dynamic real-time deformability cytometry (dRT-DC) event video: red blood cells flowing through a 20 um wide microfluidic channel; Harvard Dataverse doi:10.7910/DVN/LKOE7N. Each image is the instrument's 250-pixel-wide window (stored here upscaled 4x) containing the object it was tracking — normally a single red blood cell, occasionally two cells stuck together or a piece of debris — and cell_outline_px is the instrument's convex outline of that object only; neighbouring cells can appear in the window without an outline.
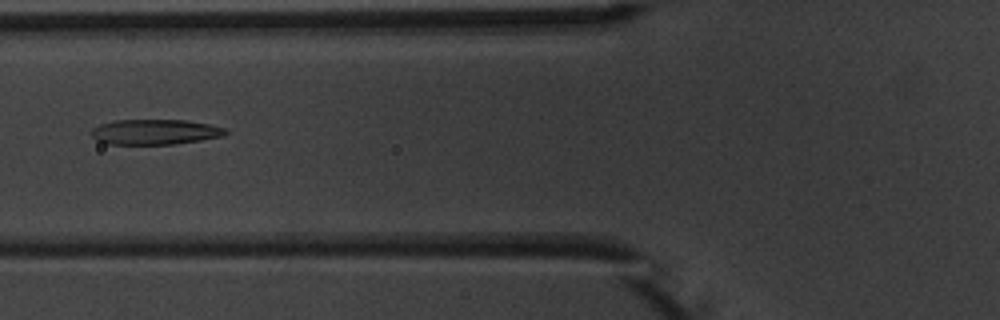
{"species": "common noctule bat (a hibernating species)", "species_latin": "Nyctalus noctula", "temperature_condition": "warm", "stored_images_in_passage": 8, "camera_frame_rate_fps": 3000, "um_per_image_px": 0.085, "animal": {"sex": "male", "body_mass_g": 20.1, "forearm_length_mm": 53.5}, "frame": {"image": 1, "passage_image": 5, "time_ms": 5.667, "image_size_px": [1000, 320], "cell_outline_px": [[228, 132], [224, 136], [200, 140], [172, 144], [108, 144], [96, 140], [92, 136], [92, 128], [100, 124], [116, 120], [184, 120], [208, 124], [224, 128]], "centroid_in_image_um": [13.16, 11.21], "position_along_channel_um": 112.6, "area_um2": 19.59}}
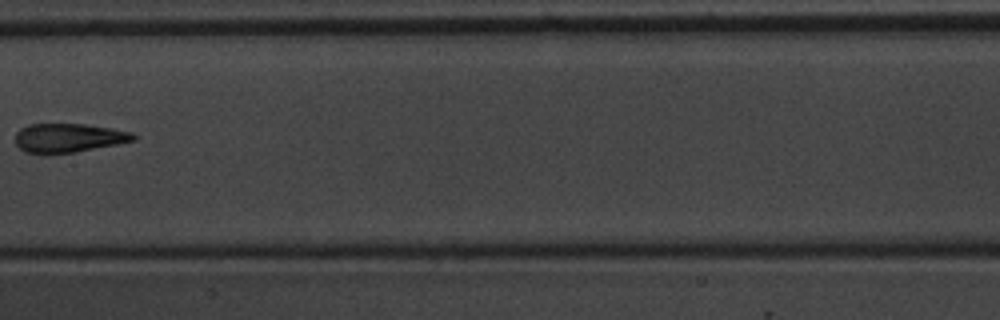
{"frame": {"image": 2, "passage_image": 7, "time_ms": 8.0, "image_size_px": [1000, 320], "cell_outline_px": [[136, 140], [76, 152], [48, 156], [28, 152], [20, 148], [16, 144], [16, 132], [20, 128], [28, 124], [84, 124], [112, 128], [132, 132], [136, 136]], "centroid_in_image_um": [5.8, 11.74], "position_along_channel_um": 201.6, "area_um2": 20.23}}
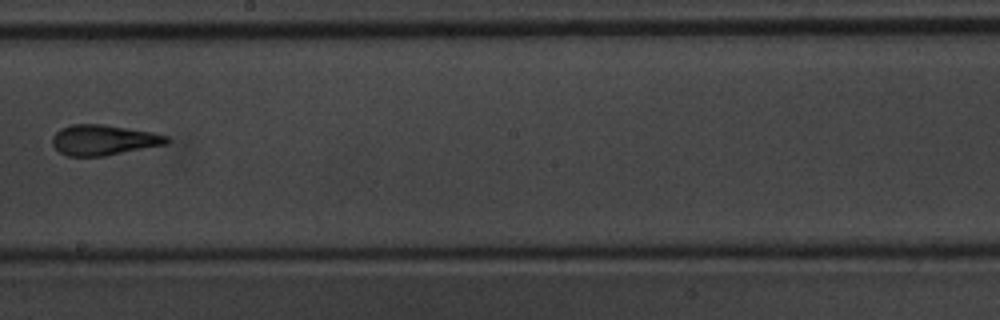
{"frame": {"image": 3, "passage_image": 8, "time_ms": 9.0, "image_size_px": [1000, 320], "cell_outline_px": [[172, 140], [168, 144], [104, 156], [68, 156], [60, 152], [52, 144], [52, 136], [60, 128], [72, 124], [100, 124], [152, 132], [168, 136]], "centroid_in_image_um": [8.82, 11.9], "position_along_channel_um": 239.4, "area_um2": 20.29}}